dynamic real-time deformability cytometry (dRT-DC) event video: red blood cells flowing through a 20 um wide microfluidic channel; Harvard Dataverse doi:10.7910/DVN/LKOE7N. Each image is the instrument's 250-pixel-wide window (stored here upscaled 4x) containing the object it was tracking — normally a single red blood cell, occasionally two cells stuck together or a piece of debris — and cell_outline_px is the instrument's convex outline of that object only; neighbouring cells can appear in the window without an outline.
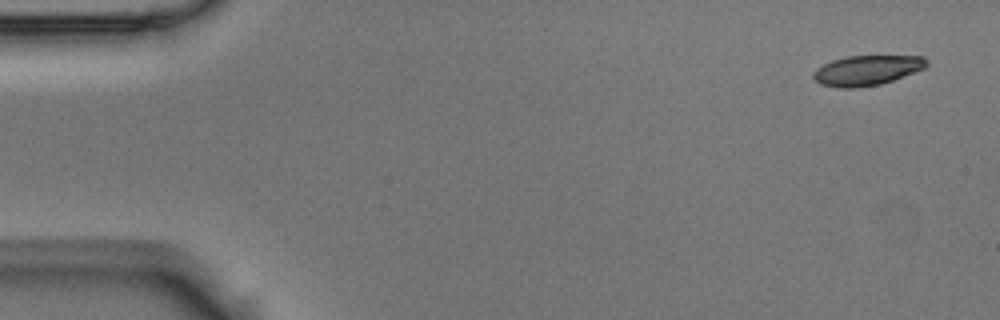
{"species": "Egyptian fruit bat (a non-hibernating species)", "species_latin": "Rousettus aegyptiacus", "temperature_condition": "room temperature", "stored_images_in_passage": 7, "camera_frame_rate_fps": 3000, "um_per_image_px": 0.085, "animal": {"sex": "male"}, "frame": {"image": 1, "passage_image": 1, "time_ms": 0.0, "image_size_px": [1000, 320], "cell_outline_px": [[928, 64], [924, 68], [892, 80], [880, 84], [856, 88], [836, 88], [820, 84], [812, 76], [812, 72], [816, 68], [832, 60], [848, 56], [924, 56], [928, 60]], "centroid_in_image_um": [73.65, 5.98], "position_along_channel_um": 11.3, "area_um2": 19.77}}
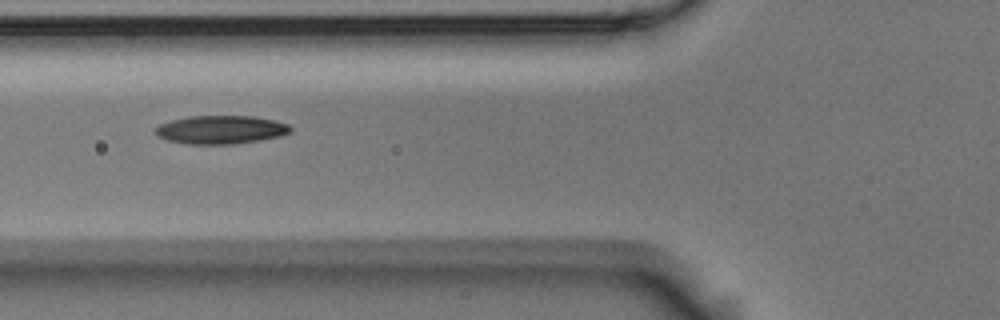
{"frame": {"image": 2, "passage_image": 6, "time_ms": 1.667, "image_size_px": [1000, 320], "cell_outline_px": [[292, 132], [280, 136], [260, 140], [232, 144], [188, 144], [168, 140], [156, 136], [156, 128], [160, 124], [172, 120], [188, 116], [252, 116], [276, 120], [288, 124], [292, 128]], "centroid_in_image_um": [18.8, 11.02], "position_along_channel_um": 107.0, "area_um2": 22.37}}
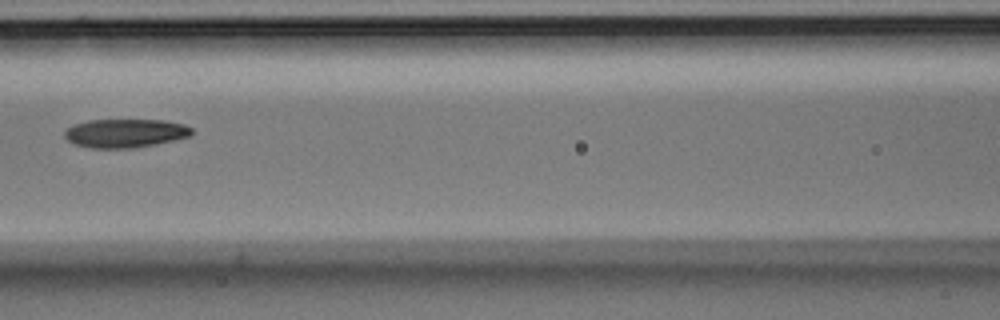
{"frame": {"image": 3, "passage_image": 7, "time_ms": 2.0, "image_size_px": [1000, 320], "cell_outline_px": [[192, 136], [156, 144], [132, 148], [88, 148], [72, 144], [64, 136], [64, 132], [68, 128], [76, 124], [88, 120], [164, 120], [184, 124], [192, 128]], "centroid_in_image_um": [10.65, 11.33], "position_along_channel_um": 156.0, "area_um2": 21.33}}